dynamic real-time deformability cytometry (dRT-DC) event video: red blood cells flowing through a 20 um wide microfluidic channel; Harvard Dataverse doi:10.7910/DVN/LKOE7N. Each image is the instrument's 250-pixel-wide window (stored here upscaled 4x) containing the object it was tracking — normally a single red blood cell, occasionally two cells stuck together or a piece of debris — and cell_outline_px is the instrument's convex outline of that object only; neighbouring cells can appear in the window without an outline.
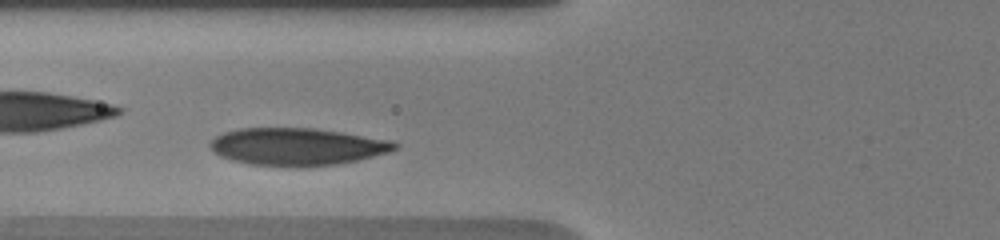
{"species": "human", "species_latin": "Homo sapiens", "temperature_condition": "warm", "stored_images_in_passage": 17, "camera_frame_rate_fps": 3000, "um_per_image_px": 0.085, "donor": {"sex": "male"}, "frame": {"image": 1, "passage_image": 13, "time_ms": 1.667, "image_size_px": [1000, 240], "cell_outline_px": [[400, 144], [396, 148], [388, 152], [356, 160], [336, 164], [300, 168], [248, 164], [232, 160], [220, 156], [212, 152], [208, 148], [208, 144], [216, 136], [224, 132], [240, 128], [312, 128], [340, 132], [392, 140]], "centroid_in_image_um": [25.2, 12.48], "position_along_channel_um": 100.6, "area_um2": 40.52}}